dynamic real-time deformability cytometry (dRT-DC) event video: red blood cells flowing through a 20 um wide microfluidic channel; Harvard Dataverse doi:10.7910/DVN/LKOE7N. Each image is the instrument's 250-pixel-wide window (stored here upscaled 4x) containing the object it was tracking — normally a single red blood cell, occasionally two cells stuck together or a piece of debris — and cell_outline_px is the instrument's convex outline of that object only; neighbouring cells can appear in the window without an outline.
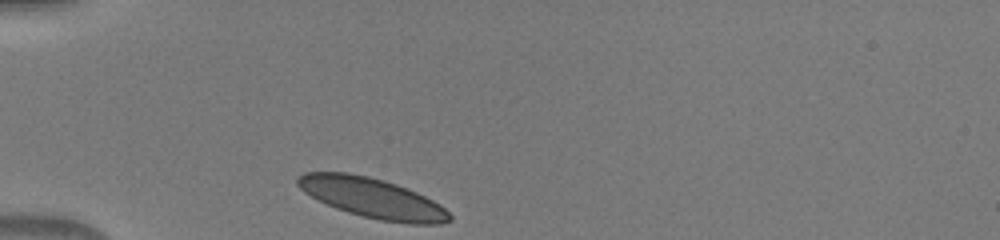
{"species": "human", "species_latin": "Homo sapiens", "temperature_condition": "warm", "stored_images_in_passage": 30, "camera_frame_rate_fps": 3000, "um_per_image_px": 0.085, "donor": {"sex": "male"}, "frame": {"image": 1, "passage_image": 1, "time_ms": 0.0, "image_size_px": [1000, 240], "cell_outline_px": [[452, 220], [440, 224], [408, 224], [380, 220], [348, 212], [336, 208], [304, 192], [296, 184], [296, 176], [304, 172], [348, 172], [368, 176], [384, 180], [408, 188], [440, 204], [452, 216]], "centroid_in_image_um": [31.65, 16.82], "position_along_channel_um": 53.3, "area_um2": 35.32}}
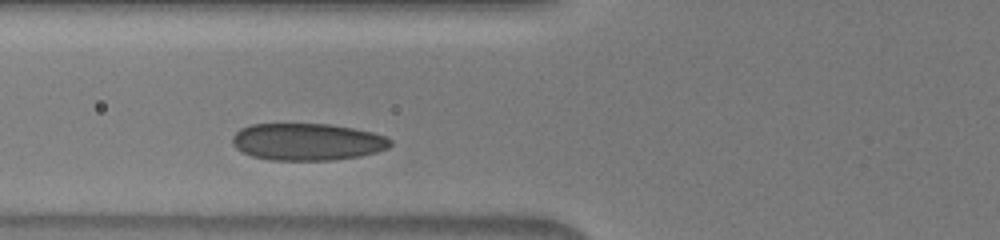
{"frame": {"image": 2, "passage_image": 6, "time_ms": 1.667, "image_size_px": [1000, 240], "cell_outline_px": [[392, 144], [388, 148], [376, 152], [360, 156], [332, 160], [268, 160], [252, 156], [236, 148], [232, 144], [232, 136], [240, 128], [248, 124], [332, 124], [372, 132], [384, 136], [392, 140]], "centroid_in_image_um": [26.1, 12.05], "position_along_channel_um": 99.7, "area_um2": 34.28}}
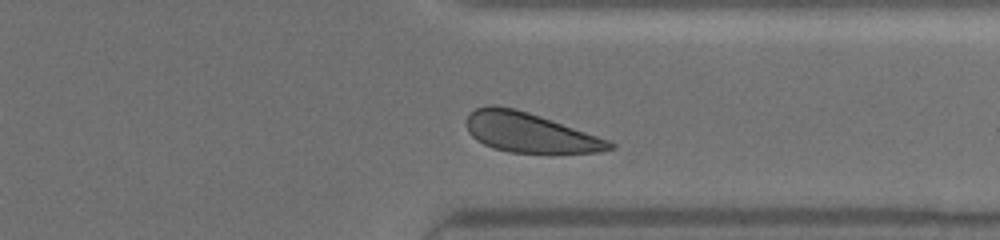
{"frame": {"image": 3, "passage_image": 26, "time_ms": 8.333, "image_size_px": [1000, 240], "cell_outline_px": [[616, 148], [600, 152], [508, 152], [492, 148], [476, 140], [468, 132], [468, 116], [476, 108], [488, 104], [492, 104], [512, 108], [528, 112], [540, 116], [608, 140], [616, 144]], "centroid_in_image_um": [45.0, 11.27], "position_along_channel_um": 366.4, "area_um2": 32.54}}